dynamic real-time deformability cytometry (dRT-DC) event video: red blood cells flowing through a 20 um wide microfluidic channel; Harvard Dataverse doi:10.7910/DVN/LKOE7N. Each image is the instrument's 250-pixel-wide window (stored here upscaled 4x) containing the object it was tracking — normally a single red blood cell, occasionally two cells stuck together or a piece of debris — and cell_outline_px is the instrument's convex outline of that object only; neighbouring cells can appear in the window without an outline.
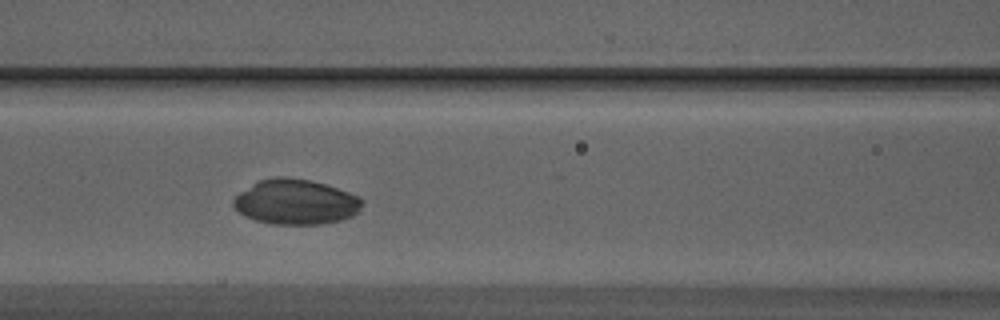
{"species": "Egyptian fruit bat (a non-hibernating species)", "species_latin": "Rousettus aegyptiacus", "temperature_condition": "warm", "stored_images_in_passage": 38, "camera_frame_rate_fps": 3000, "um_per_image_px": 0.085, "animal": {"sex": "male"}, "frame": {"image": 1, "passage_image": 15, "time_ms": 4.667, "image_size_px": [1000, 320], "cell_outline_px": [[364, 200], [360, 208], [352, 216], [340, 220], [324, 224], [272, 224], [256, 220], [244, 216], [232, 204], [232, 200], [240, 192], [252, 184], [260, 180], [276, 176], [284, 176], [312, 180], [360, 196]], "centroid_in_image_um": [25.13, 17.16], "position_along_channel_um": 141.5, "area_um2": 33.81}}
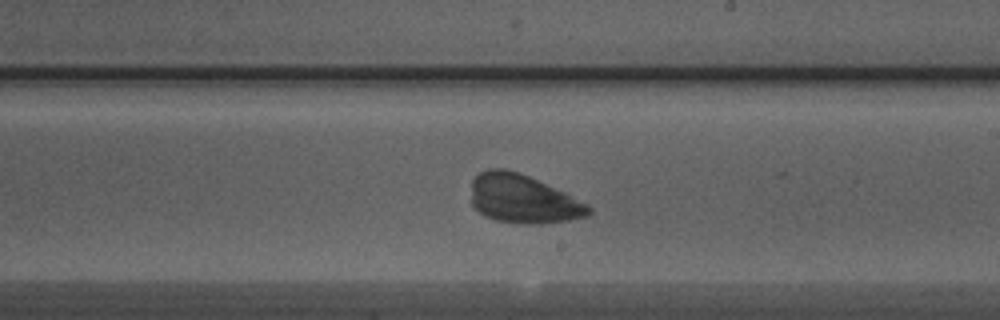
{"frame": {"image": 2, "passage_image": 22, "time_ms": 7.0, "image_size_px": [1000, 320], "cell_outline_px": [[592, 212], [588, 216], [568, 220], [540, 224], [516, 224], [496, 220], [484, 216], [472, 208], [472, 180], [480, 172], [488, 168], [504, 168], [520, 172], [564, 192], [588, 204], [592, 208]], "centroid_in_image_um": [44.44, 16.92], "position_along_channel_um": 244.6, "area_um2": 33.58}}
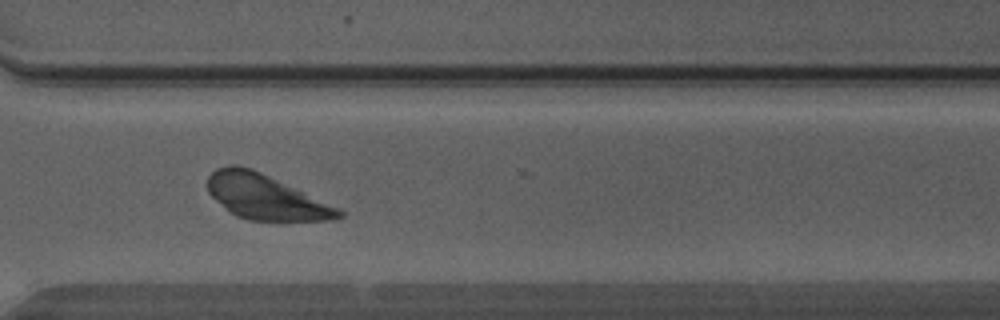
{"frame": {"image": 3, "passage_image": 29, "time_ms": 9.333, "image_size_px": [1000, 320], "cell_outline_px": [[344, 216], [336, 220], [248, 220], [236, 216], [228, 212], [208, 192], [204, 184], [208, 176], [216, 168], [228, 164], [236, 164], [252, 168], [340, 208], [344, 212]], "centroid_in_image_um": [22.53, 16.73], "position_along_channel_um": 348.1, "area_um2": 34.56}}